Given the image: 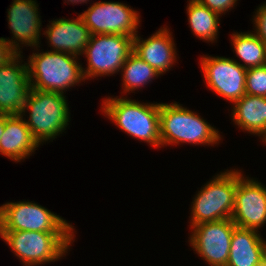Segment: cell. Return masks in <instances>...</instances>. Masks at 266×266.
<instances>
[{
	"instance_id": "obj_24",
	"label": "cell",
	"mask_w": 266,
	"mask_h": 266,
	"mask_svg": "<svg viewBox=\"0 0 266 266\" xmlns=\"http://www.w3.org/2000/svg\"><path fill=\"white\" fill-rule=\"evenodd\" d=\"M253 18V32L266 44V3L257 8Z\"/></svg>"
},
{
	"instance_id": "obj_23",
	"label": "cell",
	"mask_w": 266,
	"mask_h": 266,
	"mask_svg": "<svg viewBox=\"0 0 266 266\" xmlns=\"http://www.w3.org/2000/svg\"><path fill=\"white\" fill-rule=\"evenodd\" d=\"M246 94L266 97V65L247 69Z\"/></svg>"
},
{
	"instance_id": "obj_29",
	"label": "cell",
	"mask_w": 266,
	"mask_h": 266,
	"mask_svg": "<svg viewBox=\"0 0 266 266\" xmlns=\"http://www.w3.org/2000/svg\"><path fill=\"white\" fill-rule=\"evenodd\" d=\"M66 1H67V4L70 2V4L72 3V5L75 4V3H76V4H77V3H78V4H79V3L81 4V3H88V2H89V0H65V2H66ZM87 1H88V2H87Z\"/></svg>"
},
{
	"instance_id": "obj_22",
	"label": "cell",
	"mask_w": 266,
	"mask_h": 266,
	"mask_svg": "<svg viewBox=\"0 0 266 266\" xmlns=\"http://www.w3.org/2000/svg\"><path fill=\"white\" fill-rule=\"evenodd\" d=\"M120 71L123 72L121 73L123 81L122 93H131L139 88L141 89L154 80V77L160 76L153 67H151L134 52H132L125 60V63Z\"/></svg>"
},
{
	"instance_id": "obj_9",
	"label": "cell",
	"mask_w": 266,
	"mask_h": 266,
	"mask_svg": "<svg viewBox=\"0 0 266 266\" xmlns=\"http://www.w3.org/2000/svg\"><path fill=\"white\" fill-rule=\"evenodd\" d=\"M93 34H117L135 37L140 24L139 12L121 2H95L82 14Z\"/></svg>"
},
{
	"instance_id": "obj_1",
	"label": "cell",
	"mask_w": 266,
	"mask_h": 266,
	"mask_svg": "<svg viewBox=\"0 0 266 266\" xmlns=\"http://www.w3.org/2000/svg\"><path fill=\"white\" fill-rule=\"evenodd\" d=\"M102 113L125 133L161 148L160 103H140L126 97L102 100Z\"/></svg>"
},
{
	"instance_id": "obj_26",
	"label": "cell",
	"mask_w": 266,
	"mask_h": 266,
	"mask_svg": "<svg viewBox=\"0 0 266 266\" xmlns=\"http://www.w3.org/2000/svg\"><path fill=\"white\" fill-rule=\"evenodd\" d=\"M16 52L9 46L6 38L0 37V65L9 60Z\"/></svg>"
},
{
	"instance_id": "obj_28",
	"label": "cell",
	"mask_w": 266,
	"mask_h": 266,
	"mask_svg": "<svg viewBox=\"0 0 266 266\" xmlns=\"http://www.w3.org/2000/svg\"><path fill=\"white\" fill-rule=\"evenodd\" d=\"M5 124H6V115L0 114V140L5 129Z\"/></svg>"
},
{
	"instance_id": "obj_15",
	"label": "cell",
	"mask_w": 266,
	"mask_h": 266,
	"mask_svg": "<svg viewBox=\"0 0 266 266\" xmlns=\"http://www.w3.org/2000/svg\"><path fill=\"white\" fill-rule=\"evenodd\" d=\"M44 31V36L48 40L51 51L68 53L79 56L83 54L84 49L89 43L91 33L85 25L81 15L75 19H55L49 21Z\"/></svg>"
},
{
	"instance_id": "obj_20",
	"label": "cell",
	"mask_w": 266,
	"mask_h": 266,
	"mask_svg": "<svg viewBox=\"0 0 266 266\" xmlns=\"http://www.w3.org/2000/svg\"><path fill=\"white\" fill-rule=\"evenodd\" d=\"M186 9L188 22L193 34L200 40L215 43L219 33V17H222V15L210 10L197 0H189Z\"/></svg>"
},
{
	"instance_id": "obj_11",
	"label": "cell",
	"mask_w": 266,
	"mask_h": 266,
	"mask_svg": "<svg viewBox=\"0 0 266 266\" xmlns=\"http://www.w3.org/2000/svg\"><path fill=\"white\" fill-rule=\"evenodd\" d=\"M235 227L232 219L192 226L189 243L196 254L209 266H226Z\"/></svg>"
},
{
	"instance_id": "obj_17",
	"label": "cell",
	"mask_w": 266,
	"mask_h": 266,
	"mask_svg": "<svg viewBox=\"0 0 266 266\" xmlns=\"http://www.w3.org/2000/svg\"><path fill=\"white\" fill-rule=\"evenodd\" d=\"M23 118L21 114L6 115L5 129L0 140V154L14 162L30 157L39 147Z\"/></svg>"
},
{
	"instance_id": "obj_3",
	"label": "cell",
	"mask_w": 266,
	"mask_h": 266,
	"mask_svg": "<svg viewBox=\"0 0 266 266\" xmlns=\"http://www.w3.org/2000/svg\"><path fill=\"white\" fill-rule=\"evenodd\" d=\"M65 97L60 92L30 89L21 115L26 117L25 113L29 111L25 123L39 145L53 141L69 125L70 110Z\"/></svg>"
},
{
	"instance_id": "obj_21",
	"label": "cell",
	"mask_w": 266,
	"mask_h": 266,
	"mask_svg": "<svg viewBox=\"0 0 266 266\" xmlns=\"http://www.w3.org/2000/svg\"><path fill=\"white\" fill-rule=\"evenodd\" d=\"M231 41L245 69L266 65V44L253 31L234 32Z\"/></svg>"
},
{
	"instance_id": "obj_13",
	"label": "cell",
	"mask_w": 266,
	"mask_h": 266,
	"mask_svg": "<svg viewBox=\"0 0 266 266\" xmlns=\"http://www.w3.org/2000/svg\"><path fill=\"white\" fill-rule=\"evenodd\" d=\"M21 54L22 52L15 53L0 65V114L9 116L21 114L31 89L28 65L21 64L23 60Z\"/></svg>"
},
{
	"instance_id": "obj_2",
	"label": "cell",
	"mask_w": 266,
	"mask_h": 266,
	"mask_svg": "<svg viewBox=\"0 0 266 266\" xmlns=\"http://www.w3.org/2000/svg\"><path fill=\"white\" fill-rule=\"evenodd\" d=\"M221 139L219 131L194 111L177 102L160 103L161 148L179 143L214 146Z\"/></svg>"
},
{
	"instance_id": "obj_6",
	"label": "cell",
	"mask_w": 266,
	"mask_h": 266,
	"mask_svg": "<svg viewBox=\"0 0 266 266\" xmlns=\"http://www.w3.org/2000/svg\"><path fill=\"white\" fill-rule=\"evenodd\" d=\"M236 189L237 170L235 169H226L204 184L193 198L190 226L231 219Z\"/></svg>"
},
{
	"instance_id": "obj_8",
	"label": "cell",
	"mask_w": 266,
	"mask_h": 266,
	"mask_svg": "<svg viewBox=\"0 0 266 266\" xmlns=\"http://www.w3.org/2000/svg\"><path fill=\"white\" fill-rule=\"evenodd\" d=\"M74 229L65 219L32 201L0 206V231L75 232Z\"/></svg>"
},
{
	"instance_id": "obj_10",
	"label": "cell",
	"mask_w": 266,
	"mask_h": 266,
	"mask_svg": "<svg viewBox=\"0 0 266 266\" xmlns=\"http://www.w3.org/2000/svg\"><path fill=\"white\" fill-rule=\"evenodd\" d=\"M200 67L205 78L207 88L220 97L236 102L246 94V73L241 62L227 57L202 56Z\"/></svg>"
},
{
	"instance_id": "obj_30",
	"label": "cell",
	"mask_w": 266,
	"mask_h": 266,
	"mask_svg": "<svg viewBox=\"0 0 266 266\" xmlns=\"http://www.w3.org/2000/svg\"><path fill=\"white\" fill-rule=\"evenodd\" d=\"M261 136L260 138L263 140L262 142H265L266 144V127L264 130L258 135V137Z\"/></svg>"
},
{
	"instance_id": "obj_14",
	"label": "cell",
	"mask_w": 266,
	"mask_h": 266,
	"mask_svg": "<svg viewBox=\"0 0 266 266\" xmlns=\"http://www.w3.org/2000/svg\"><path fill=\"white\" fill-rule=\"evenodd\" d=\"M7 10L8 26L13 35L12 39L6 38L9 46L16 53L22 52L19 44L38 50L42 23L36 0H14Z\"/></svg>"
},
{
	"instance_id": "obj_27",
	"label": "cell",
	"mask_w": 266,
	"mask_h": 266,
	"mask_svg": "<svg viewBox=\"0 0 266 266\" xmlns=\"http://www.w3.org/2000/svg\"><path fill=\"white\" fill-rule=\"evenodd\" d=\"M262 266H266V241L261 237Z\"/></svg>"
},
{
	"instance_id": "obj_25",
	"label": "cell",
	"mask_w": 266,
	"mask_h": 266,
	"mask_svg": "<svg viewBox=\"0 0 266 266\" xmlns=\"http://www.w3.org/2000/svg\"><path fill=\"white\" fill-rule=\"evenodd\" d=\"M200 4L218 14H225L231 8H234L238 0H197Z\"/></svg>"
},
{
	"instance_id": "obj_7",
	"label": "cell",
	"mask_w": 266,
	"mask_h": 266,
	"mask_svg": "<svg viewBox=\"0 0 266 266\" xmlns=\"http://www.w3.org/2000/svg\"><path fill=\"white\" fill-rule=\"evenodd\" d=\"M134 38L117 34H93L82 55L87 68H82L85 80L120 72L125 60L133 52Z\"/></svg>"
},
{
	"instance_id": "obj_4",
	"label": "cell",
	"mask_w": 266,
	"mask_h": 266,
	"mask_svg": "<svg viewBox=\"0 0 266 266\" xmlns=\"http://www.w3.org/2000/svg\"><path fill=\"white\" fill-rule=\"evenodd\" d=\"M79 57L63 52L32 53L28 58L30 87L40 91L60 92L85 81Z\"/></svg>"
},
{
	"instance_id": "obj_16",
	"label": "cell",
	"mask_w": 266,
	"mask_h": 266,
	"mask_svg": "<svg viewBox=\"0 0 266 266\" xmlns=\"http://www.w3.org/2000/svg\"><path fill=\"white\" fill-rule=\"evenodd\" d=\"M170 29L161 27L147 39L134 37L133 52L146 61L160 75L165 74L177 61L176 46Z\"/></svg>"
},
{
	"instance_id": "obj_18",
	"label": "cell",
	"mask_w": 266,
	"mask_h": 266,
	"mask_svg": "<svg viewBox=\"0 0 266 266\" xmlns=\"http://www.w3.org/2000/svg\"><path fill=\"white\" fill-rule=\"evenodd\" d=\"M259 231L235 227L226 266H262L261 234Z\"/></svg>"
},
{
	"instance_id": "obj_19",
	"label": "cell",
	"mask_w": 266,
	"mask_h": 266,
	"mask_svg": "<svg viewBox=\"0 0 266 266\" xmlns=\"http://www.w3.org/2000/svg\"><path fill=\"white\" fill-rule=\"evenodd\" d=\"M232 104L231 118L234 124L258 136L266 127V97L245 94Z\"/></svg>"
},
{
	"instance_id": "obj_5",
	"label": "cell",
	"mask_w": 266,
	"mask_h": 266,
	"mask_svg": "<svg viewBox=\"0 0 266 266\" xmlns=\"http://www.w3.org/2000/svg\"><path fill=\"white\" fill-rule=\"evenodd\" d=\"M74 233L0 231V237L25 266H42L65 257L75 241Z\"/></svg>"
},
{
	"instance_id": "obj_12",
	"label": "cell",
	"mask_w": 266,
	"mask_h": 266,
	"mask_svg": "<svg viewBox=\"0 0 266 266\" xmlns=\"http://www.w3.org/2000/svg\"><path fill=\"white\" fill-rule=\"evenodd\" d=\"M231 219L237 227L256 231L266 223V187L258 180L244 177L238 169Z\"/></svg>"
}]
</instances>
